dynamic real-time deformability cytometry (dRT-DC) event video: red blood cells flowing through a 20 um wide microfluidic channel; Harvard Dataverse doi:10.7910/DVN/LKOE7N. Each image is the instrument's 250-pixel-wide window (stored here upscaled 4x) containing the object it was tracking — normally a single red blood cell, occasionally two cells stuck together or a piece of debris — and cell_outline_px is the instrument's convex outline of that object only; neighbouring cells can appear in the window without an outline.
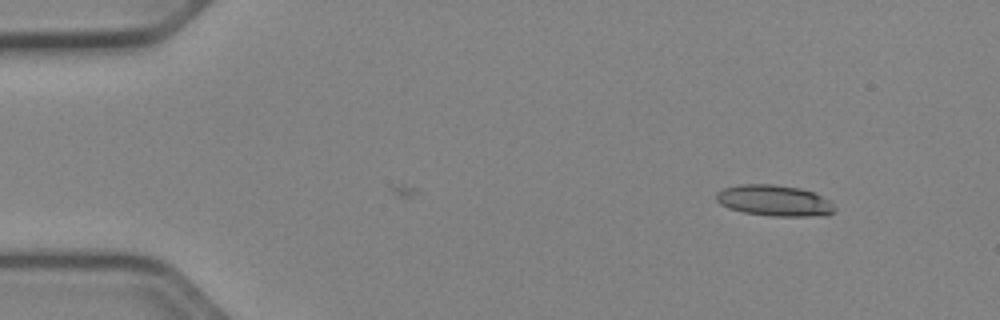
{"species": "Egyptian fruit bat (a non-hibernating species)", "species_latin": "Rousettus aegyptiacus", "temperature_condition": "cold", "stored_images_in_passage": 8, "camera_frame_rate_fps": 3000, "um_per_image_px": 0.085, "animal": {"sex": "female"}, "frame": {"image": 1, "passage_image": 8, "time_ms": 2.333, "image_size_px": [1000, 320], "cell_outline_px": [[836, 208], [832, 212], [808, 216], [772, 216], [744, 212], [728, 208], [720, 204], [716, 200], [716, 192], [724, 188], [740, 184], [772, 184], [800, 188], [816, 192], [828, 200]], "centroid_in_image_um": [65.77, 17.03], "position_along_channel_um": 19.2, "area_um2": 21.27}}